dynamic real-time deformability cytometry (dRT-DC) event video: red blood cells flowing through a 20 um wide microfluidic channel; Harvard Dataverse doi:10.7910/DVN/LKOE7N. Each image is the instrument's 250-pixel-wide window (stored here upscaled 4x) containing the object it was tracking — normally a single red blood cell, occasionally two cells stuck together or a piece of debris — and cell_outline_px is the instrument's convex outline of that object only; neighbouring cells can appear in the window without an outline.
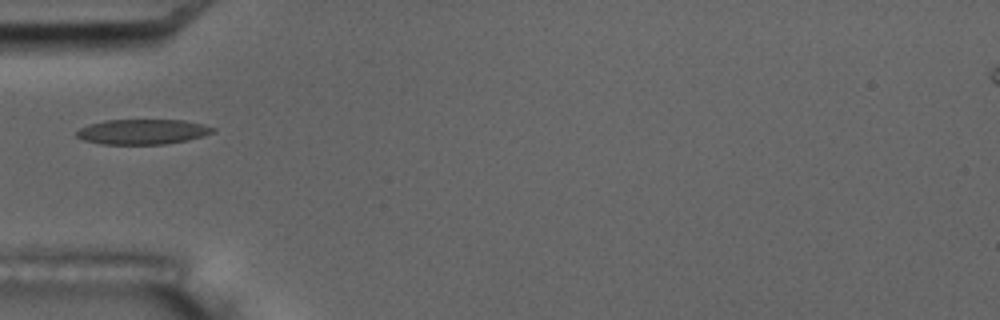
{"species": "common noctule bat (a hibernating species)", "species_latin": "Nyctalus noctula", "temperature_condition": "room temperature", "stored_images_in_passage": 3, "camera_frame_rate_fps": 3000, "um_per_image_px": 0.085, "animal": {"sex": "male", "body_mass_g": 17.5, "forearm_length_mm": 52.3}, "frame": {"image": 1, "passage_image": 1, "time_ms": 0.0, "image_size_px": [1000, 320], "cell_outline_px": [[216, 128], [212, 132], [204, 136], [188, 140], [164, 144], [100, 144], [84, 140], [76, 136], [76, 132], [80, 128], [88, 124], [104, 120], [184, 120], [204, 124]], "centroid_in_image_um": [12.11, 11.19], "position_along_channel_um": 72.9, "area_um2": 20.0}}